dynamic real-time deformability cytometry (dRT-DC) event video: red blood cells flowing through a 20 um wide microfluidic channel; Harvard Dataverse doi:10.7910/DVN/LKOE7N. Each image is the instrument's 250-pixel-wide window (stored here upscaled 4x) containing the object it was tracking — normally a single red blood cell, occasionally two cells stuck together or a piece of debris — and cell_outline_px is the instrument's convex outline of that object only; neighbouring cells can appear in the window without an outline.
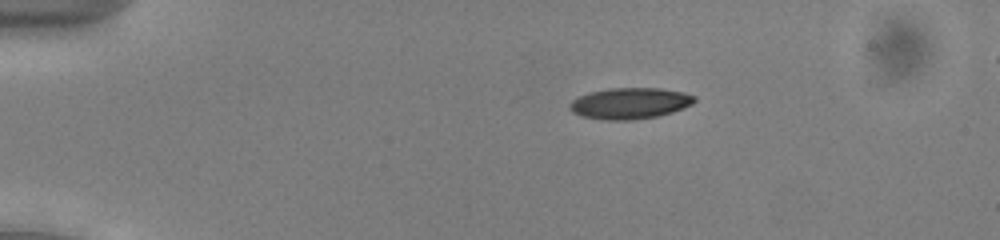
{"species": "common noctule bat (a hibernating species)", "species_latin": "Nyctalus noctula", "temperature_condition": "cold", "stored_images_in_passage": 46, "camera_frame_rate_fps": 3000, "um_per_image_px": 0.085, "animal": {"sex": "male", "body_mass_g": 13.0, "forearm_length_mm": 53.1}, "frame": {"image": 1, "passage_image": 4, "time_ms": 1.0, "image_size_px": [1000, 240], "cell_outline_px": [[696, 100], [692, 104], [684, 108], [672, 112], [656, 116], [628, 120], [604, 120], [584, 116], [572, 112], [568, 108], [568, 104], [572, 100], [588, 92], [608, 88], [660, 88], [684, 92], [696, 96]], "centroid_in_image_um": [53.54, 8.77], "position_along_channel_um": 31.5, "area_um2": 22.72}}
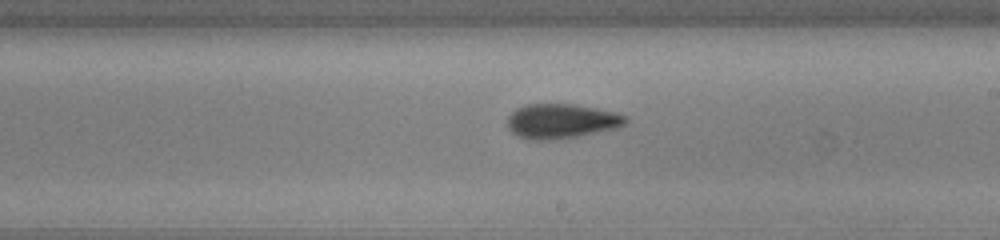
{"frame": {"image": 2, "passage_image": 25, "time_ms": 8.0, "image_size_px": [1000, 240], "cell_outline_px": [[628, 120], [620, 128], [580, 136], [556, 140], [528, 140], [516, 136], [508, 128], [508, 116], [516, 108], [528, 104], [576, 104], [596, 108], [628, 116]], "centroid_in_image_um": [47.72, 10.31], "position_along_channel_um": 241.3, "area_um2": 24.22}}
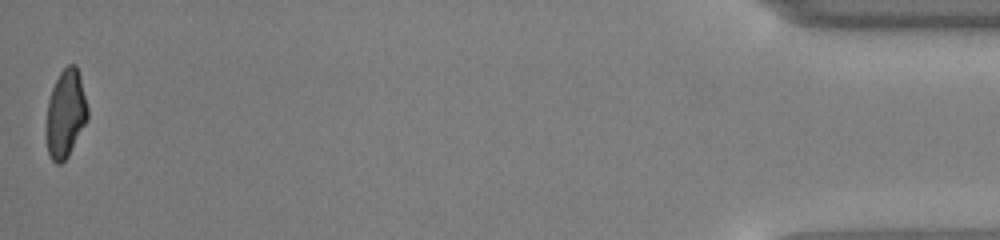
{"frame": {"image": 3, "passage_image": 46, "time_ms": 15.0, "image_size_px": [1000, 240], "cell_outline_px": [[88, 120], [68, 156], [60, 164], [56, 164], [52, 160], [48, 152], [44, 132], [44, 128], [48, 100], [52, 88], [60, 72], [68, 64], [76, 64], [80, 76], [88, 108]], "centroid_in_image_um": [5.55, 9.68], "position_along_channel_um": 429.6, "area_um2": 21.62}, "authors_computed_cell_mechanics": {"area_um2": 22.8021, "velocity_mm_per_s": 3.9413, "shape_relaxation_time_tau1_ms": 3.1401, "shape_relaxation_time_tau2_ms": 2.9453, "deformation_change_tau1": 0.1243, "deformation_change_tau2": 0.1038}}